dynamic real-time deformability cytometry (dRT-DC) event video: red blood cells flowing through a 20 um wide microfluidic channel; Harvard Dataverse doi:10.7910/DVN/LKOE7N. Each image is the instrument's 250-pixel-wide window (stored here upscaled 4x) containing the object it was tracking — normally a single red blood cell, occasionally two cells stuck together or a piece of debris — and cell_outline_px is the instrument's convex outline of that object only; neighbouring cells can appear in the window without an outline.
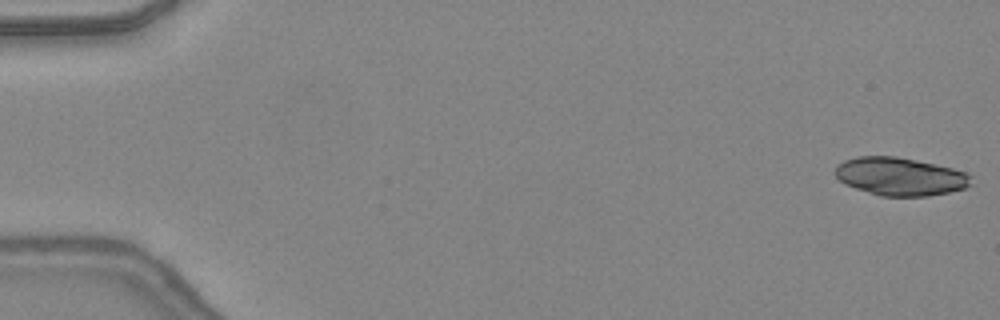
{"species": "common noctule bat (a hibernating species)", "species_latin": "Nyctalus noctula", "temperature_condition": "warm", "stored_images_in_passage": 19, "camera_frame_rate_fps": 3000, "um_per_image_px": 0.085, "animal": {"sex": "female", "body_mass_g": 24.6, "forearm_length_mm": 56.2}, "frame": {"image": 1, "passage_image": 1, "time_ms": 0.0, "image_size_px": [1000, 320], "cell_outline_px": [[972, 184], [964, 188], [948, 192], [928, 196], [880, 196], [844, 184], [832, 172], [836, 164], [844, 160], [856, 156], [896, 156], [916, 160], [952, 168], [964, 172], [972, 176]], "centroid_in_image_um": [76.47, 14.99], "position_along_channel_um": 8.5, "area_um2": 30.29}}